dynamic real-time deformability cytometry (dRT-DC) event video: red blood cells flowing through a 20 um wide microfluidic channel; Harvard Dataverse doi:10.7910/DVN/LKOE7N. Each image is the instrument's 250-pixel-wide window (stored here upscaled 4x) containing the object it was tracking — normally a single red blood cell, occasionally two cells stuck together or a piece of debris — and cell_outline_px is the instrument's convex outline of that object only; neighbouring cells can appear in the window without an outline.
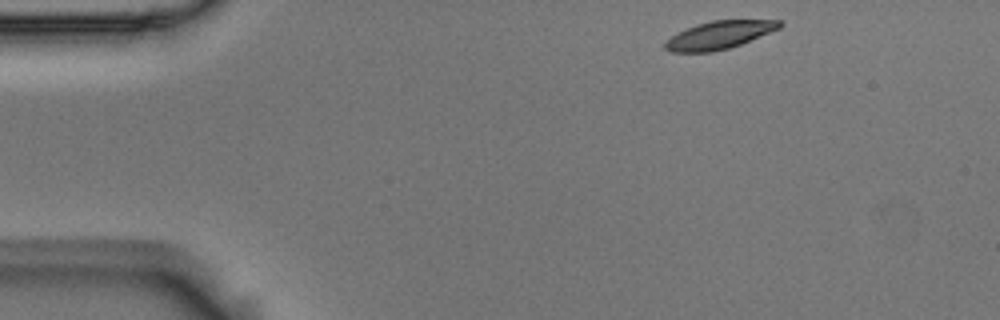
{"species": "Egyptian fruit bat (a non-hibernating species)", "species_latin": "Rousettus aegyptiacus", "temperature_condition": "room temperature", "stored_images_in_passage": 50, "segment_of_instrument_passage": [1, 2], "camera_frame_rate_fps": 3000, "um_per_image_px": 0.085, "animal": {"sex": "male"}, "frame": {"image": 1, "passage_image": 1, "time_ms": 0.0, "image_size_px": [1000, 320], "cell_outline_px": [[784, 24], [780, 28], [740, 44], [728, 48], [712, 52], [672, 52], [664, 48], [664, 44], [672, 36], [696, 24], [712, 20], [780, 20]], "centroid_in_image_um": [61.15, 2.97], "position_along_channel_um": 23.8, "area_um2": 18.32}}
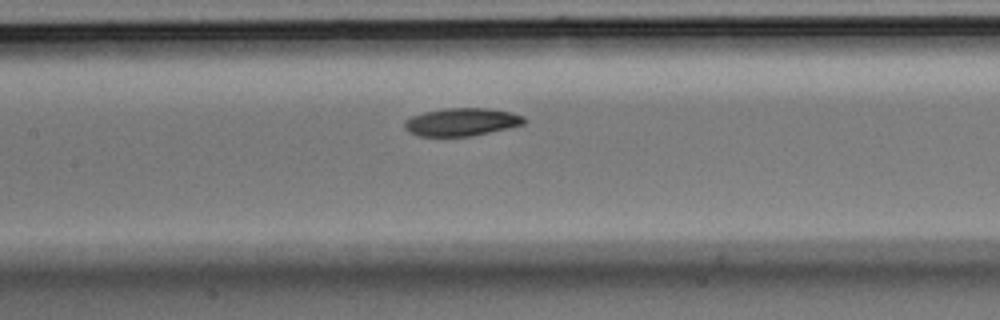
{"frame": {"image": 2, "passage_image": 19, "time_ms": 6.0, "image_size_px": [1000, 320], "cell_outline_px": [[528, 120], [524, 124], [508, 128], [472, 136], [416, 136], [408, 132], [404, 128], [404, 120], [412, 116], [424, 112], [444, 108], [488, 108], [512, 112], [524, 116]], "centroid_in_image_um": [39.24, 10.36], "position_along_channel_um": 168.2, "area_um2": 19.65}}
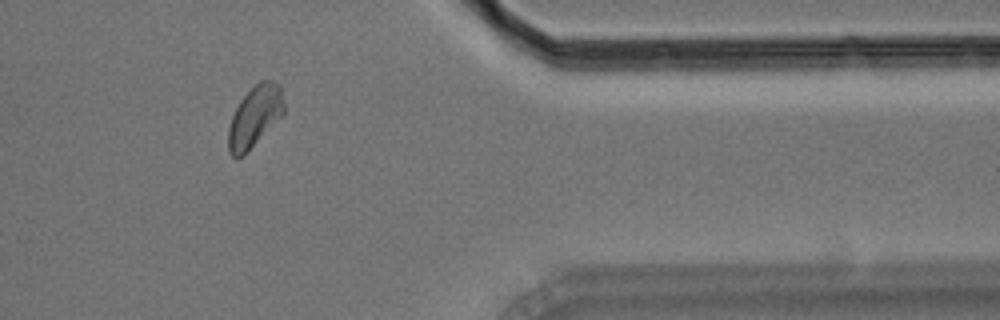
{"frame": {"image": 3, "passage_image": 39, "time_ms": 12.667, "image_size_px": [1000, 320], "cell_outline_px": [[284, 112], [240, 156], [232, 156], [228, 152], [228, 128], [232, 116], [240, 100], [260, 80], [272, 80], [280, 84], [284, 104]], "centroid_in_image_um": [21.64, 9.83], "position_along_channel_um": 389.8, "area_um2": 18.9}}